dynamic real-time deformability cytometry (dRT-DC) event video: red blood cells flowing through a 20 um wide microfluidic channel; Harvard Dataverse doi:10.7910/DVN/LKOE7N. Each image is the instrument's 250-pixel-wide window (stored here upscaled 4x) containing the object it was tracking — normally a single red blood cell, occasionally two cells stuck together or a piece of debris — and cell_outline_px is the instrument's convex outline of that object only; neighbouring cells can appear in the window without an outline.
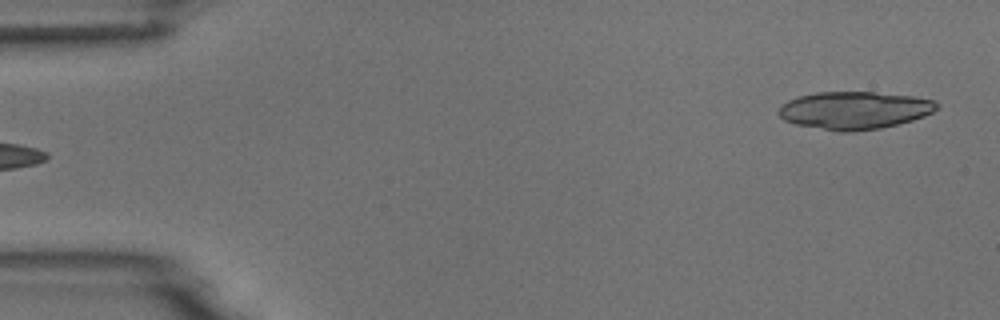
{"species": "common noctule bat (a hibernating species)", "species_latin": "Nyctalus noctula", "temperature_condition": "room temperature", "stored_images_in_passage": 5, "segment_of_instrument_passage": [2, 2], "camera_frame_rate_fps": 3000, "um_per_image_px": 0.085, "animal": {"sex": "male", "body_mass_g": 18.8}, "frame": {"image": 1, "passage_image": 5, "time_ms": 5.333, "image_size_px": [1000, 320], "cell_outline_px": [[940, 108], [924, 116], [912, 120], [880, 128], [852, 132], [836, 132], [796, 124], [784, 120], [776, 112], [788, 100], [800, 96], [816, 92], [872, 92], [912, 96], [932, 100], [940, 104]], "centroid_in_image_um": [72.63, 9.38], "position_along_channel_um": 12.4, "area_um2": 34.68}}